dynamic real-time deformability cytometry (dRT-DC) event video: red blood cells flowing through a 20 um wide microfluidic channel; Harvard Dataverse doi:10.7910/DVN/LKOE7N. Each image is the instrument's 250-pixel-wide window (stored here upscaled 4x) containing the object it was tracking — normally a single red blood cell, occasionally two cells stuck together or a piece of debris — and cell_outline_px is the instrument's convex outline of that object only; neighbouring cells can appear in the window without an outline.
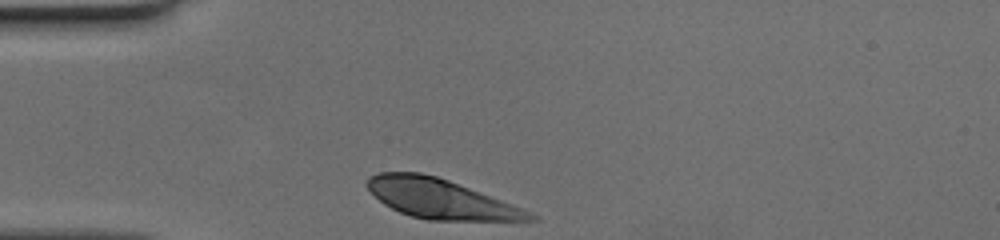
{"species": "human", "species_latin": "Homo sapiens", "temperature_condition": "cold", "stored_images_in_passage": 27, "camera_frame_rate_fps": 3000, "um_per_image_px": 0.085, "donor": {"sex": "female"}, "frame": {"image": 1, "passage_image": 1, "time_ms": 0.0, "image_size_px": [1000, 240], "cell_outline_px": [[540, 220], [428, 220], [412, 216], [400, 212], [384, 204], [364, 184], [364, 180], [368, 176], [380, 172], [420, 172], [436, 176], [448, 180], [524, 208], [540, 216]], "centroid_in_image_um": [37.45, 16.89], "position_along_channel_um": 47.5, "area_um2": 37.34}}
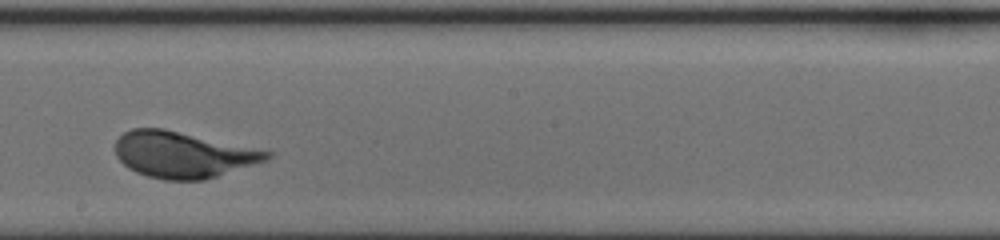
{"frame": {"image": 2, "passage_image": 16, "time_ms": 5.0, "image_size_px": [1000, 240], "cell_outline_px": [[272, 156], [268, 160], [204, 180], [164, 180], [148, 176], [136, 172], [128, 168], [116, 156], [116, 140], [124, 132], [132, 128], [164, 128], [272, 152]], "centroid_in_image_um": [15.53, 13.15], "position_along_channel_um": 232.7, "area_um2": 40.52}}
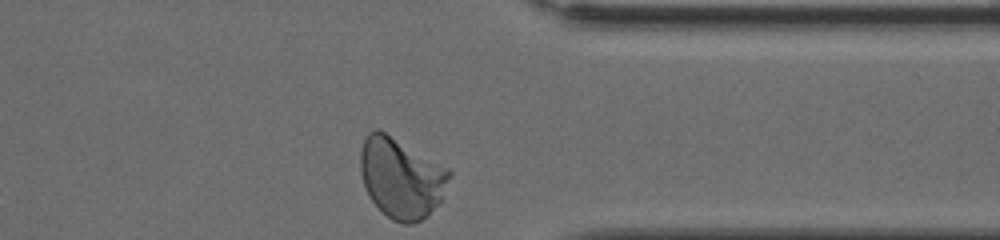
{"frame": {"image": 3, "passage_image": 27, "time_ms": 8.667, "image_size_px": [1000, 240], "cell_outline_px": [[452, 172], [440, 200], [420, 220], [412, 224], [404, 224], [392, 220], [372, 200], [364, 184], [360, 172], [360, 152], [364, 140], [368, 132], [376, 128], [384, 132], [448, 168]], "centroid_in_image_um": [34.07, 15.1], "position_along_channel_um": 377.3, "area_um2": 40.63}}